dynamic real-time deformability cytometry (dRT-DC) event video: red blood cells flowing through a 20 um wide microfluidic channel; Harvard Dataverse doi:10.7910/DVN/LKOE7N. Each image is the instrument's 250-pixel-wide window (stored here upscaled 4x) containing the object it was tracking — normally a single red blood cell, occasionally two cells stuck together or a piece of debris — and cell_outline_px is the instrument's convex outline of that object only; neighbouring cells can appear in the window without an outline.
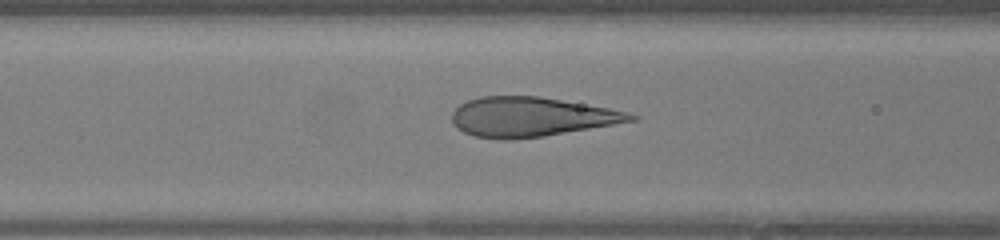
{"species": "human", "species_latin": "Homo sapiens", "temperature_condition": "warm", "stored_images_in_passage": 28, "camera_frame_rate_fps": 3000, "um_per_image_px": 0.085, "donor": {"sex": "female"}, "frame": {"image": 1, "passage_image": 8, "time_ms": 2.333, "image_size_px": [1000, 240], "cell_outline_px": [[640, 116], [636, 120], [544, 136], [512, 140], [504, 140], [476, 136], [464, 132], [456, 128], [452, 120], [452, 112], [460, 104], [468, 100], [480, 96], [536, 96], [608, 108]], "centroid_in_image_um": [45.08, 9.94], "position_along_channel_um": 121.5, "area_um2": 40.69}}
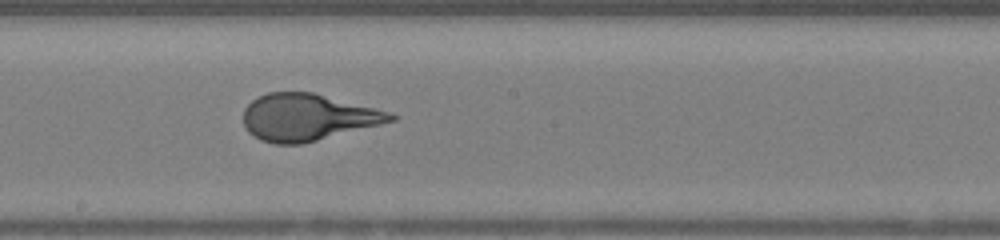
{"frame": {"image": 2, "passage_image": 15, "time_ms": 4.667, "image_size_px": [1000, 240], "cell_outline_px": [[396, 120], [300, 144], [276, 144], [260, 140], [248, 132], [244, 128], [244, 108], [252, 100], [268, 92], [312, 92], [388, 112], [396, 116]], "centroid_in_image_um": [26.07, 9.97], "position_along_channel_um": 222.1, "area_um2": 39.54}}
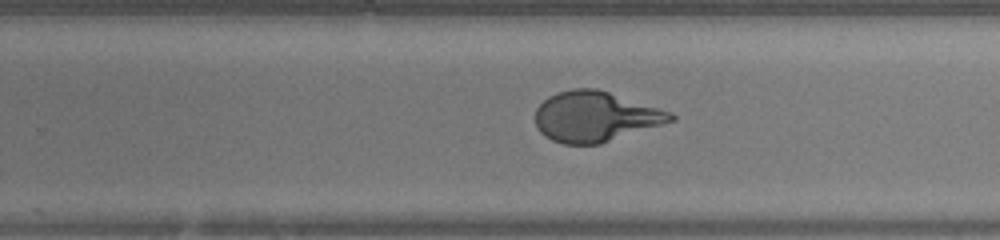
{"frame": {"image": 3, "passage_image": 19, "time_ms": 6.0, "image_size_px": [1000, 240], "cell_outline_px": [[676, 120], [600, 144], [564, 144], [552, 140], [544, 136], [536, 128], [536, 108], [548, 96], [556, 92], [572, 88], [596, 88], [672, 112], [676, 116]], "centroid_in_image_um": [50.59, 9.91], "position_along_channel_um": 279.2, "area_um2": 39.71}}